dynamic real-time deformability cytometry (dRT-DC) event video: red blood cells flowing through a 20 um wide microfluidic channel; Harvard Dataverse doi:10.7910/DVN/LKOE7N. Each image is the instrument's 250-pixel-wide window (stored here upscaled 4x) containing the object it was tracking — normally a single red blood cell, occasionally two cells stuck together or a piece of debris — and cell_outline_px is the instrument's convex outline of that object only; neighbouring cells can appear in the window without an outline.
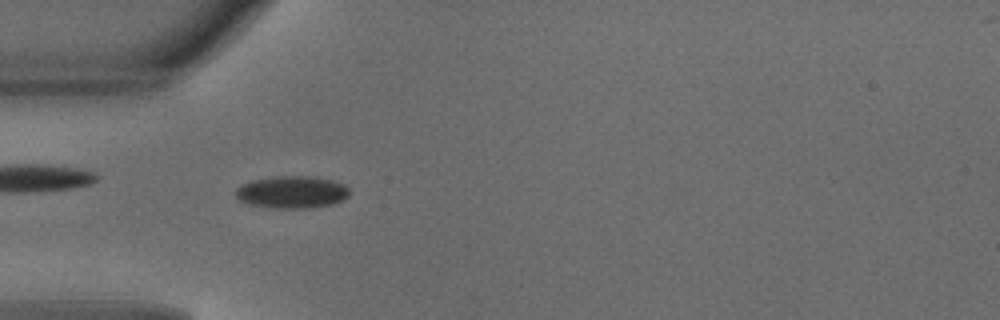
{"species": "common noctule bat (a hibernating species)", "species_latin": "Nyctalus noctula", "temperature_condition": "warm", "stored_images_in_passage": 35, "camera_frame_rate_fps": 3000, "um_per_image_px": 0.085, "animal": {"sex": "male", "body_mass_g": 18.8}, "frame": {"image": 1, "passage_image": 1, "time_ms": 0.0, "image_size_px": [1000, 320], "cell_outline_px": [[348, 196], [344, 200], [332, 204], [312, 208], [276, 208], [252, 204], [240, 200], [236, 196], [236, 188], [240, 184], [252, 180], [276, 176], [308, 176], [332, 180], [344, 184], [348, 188]], "centroid_in_image_um": [24.83, 16.32], "position_along_channel_um": 60.2, "area_um2": 21.33}}
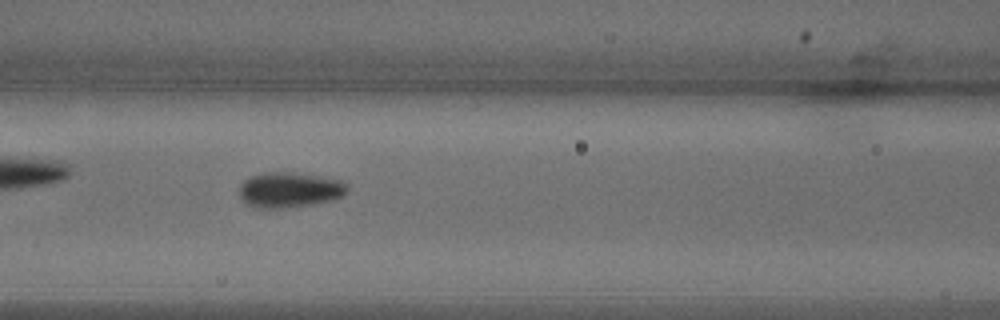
{"frame": {"image": 2, "passage_image": 7, "time_ms": 2.0, "image_size_px": [1000, 320], "cell_outline_px": [[348, 188], [340, 196], [332, 200], [312, 204], [280, 208], [256, 208], [244, 204], [240, 200], [240, 184], [244, 180], [252, 176], [264, 172], [288, 172], [340, 180]], "centroid_in_image_um": [24.51, 16.15], "position_along_channel_um": 142.1, "area_um2": 21.91}}
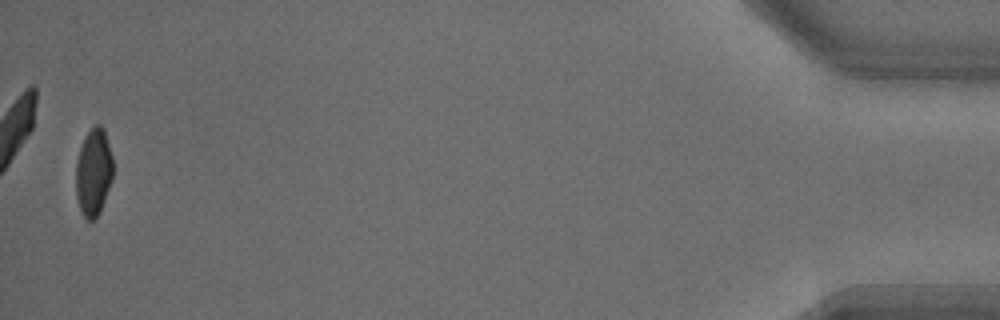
{"frame": {"image": 3, "passage_image": 34, "time_ms": 11.0, "image_size_px": [1000, 320], "cell_outline_px": [[112, 180], [100, 212], [96, 220], [88, 220], [80, 212], [76, 196], [76, 164], [80, 148], [88, 132], [96, 124], [100, 124], [104, 128], [112, 156]], "centroid_in_image_um": [7.95, 14.68], "position_along_channel_um": 427.2, "area_um2": 18.9}, "authors_computed_cell_mechanics": {"area_um2": 20.808, "velocity_mm_per_s": 4.1562, "shape_relaxation_time_tau1_ms": 3.0937, "shape_relaxation_time_tau2_ms": null, "deformation_change_tau1": 0.1107, "deformation_change_tau2": null}}